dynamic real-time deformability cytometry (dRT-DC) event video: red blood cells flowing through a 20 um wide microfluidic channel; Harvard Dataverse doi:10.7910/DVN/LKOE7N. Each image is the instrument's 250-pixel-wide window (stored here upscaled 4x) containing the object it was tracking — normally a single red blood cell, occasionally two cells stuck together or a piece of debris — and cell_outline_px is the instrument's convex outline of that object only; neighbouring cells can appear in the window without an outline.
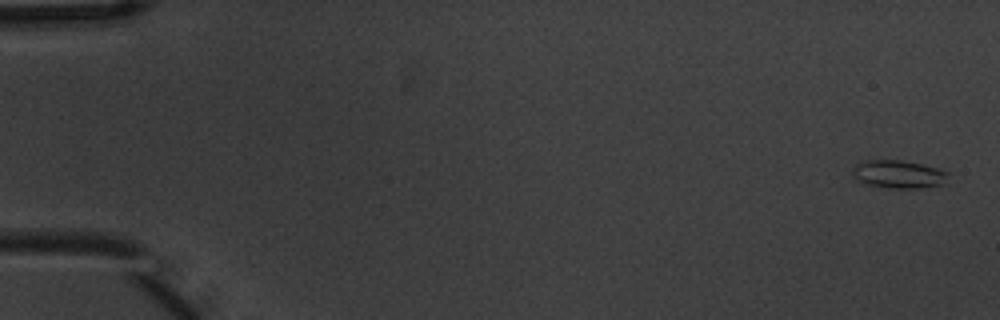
{"species": "common noctule bat (a hibernating species)", "species_latin": "Nyctalus noctula", "temperature_condition": "warm", "stored_images_in_passage": 5, "segment_of_instrument_passage": [1, 2], "camera_frame_rate_fps": 3000, "um_per_image_px": 0.085, "animal": {"sex": "male", "body_mass_g": 20.1, "forearm_length_mm": 53.5}, "frame": {"image": 1, "passage_image": 1, "time_ms": 0.0, "image_size_px": [1000, 320], "cell_outline_px": [[948, 184], [916, 188], [888, 188], [864, 184], [856, 180], [852, 176], [852, 168], [860, 160], [900, 160], [924, 164], [948, 172]], "centroid_in_image_um": [76.35, 14.81], "position_along_channel_um": 8.6, "area_um2": 16.01}}